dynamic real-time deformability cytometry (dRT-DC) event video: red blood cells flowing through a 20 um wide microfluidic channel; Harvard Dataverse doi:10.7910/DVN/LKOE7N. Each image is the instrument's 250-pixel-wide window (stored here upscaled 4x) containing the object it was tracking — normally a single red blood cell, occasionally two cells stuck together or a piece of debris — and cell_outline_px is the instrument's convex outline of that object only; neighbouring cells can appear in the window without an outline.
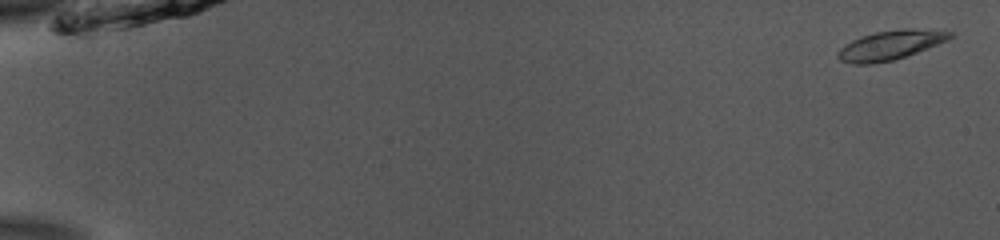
{"species": "common noctule bat (a hibernating species)", "species_latin": "Nyctalus noctula", "temperature_condition": "room temperature", "stored_images_in_passage": 54, "camera_frame_rate_fps": 3000, "um_per_image_px": 0.085, "animal": {"sex": "male", "body_mass_g": 13.0, "forearm_length_mm": 53.1}, "frame": {"image": 1, "passage_image": 2, "time_ms": 0.333, "image_size_px": [1000, 240], "cell_outline_px": [[952, 36], [948, 40], [916, 52], [892, 60], [872, 64], [852, 64], [840, 60], [836, 56], [836, 52], [844, 44], [860, 36], [876, 32], [904, 28], [952, 32]], "centroid_in_image_um": [75.59, 3.84], "position_along_channel_um": 9.4, "area_um2": 18.9}}
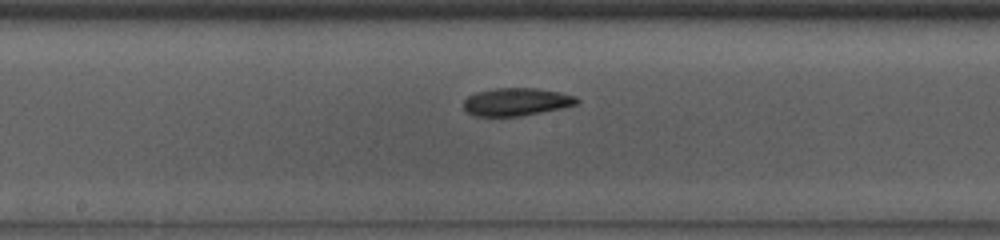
{"frame": {"image": 2, "passage_image": 30, "time_ms": 9.667, "image_size_px": [1000, 240], "cell_outline_px": [[580, 100], [576, 104], [560, 108], [520, 116], [476, 116], [464, 112], [464, 100], [468, 96], [476, 92], [496, 88], [536, 88], [560, 92], [576, 96]], "centroid_in_image_um": [43.86, 8.65], "position_along_channel_um": 204.3, "area_um2": 18.32}}
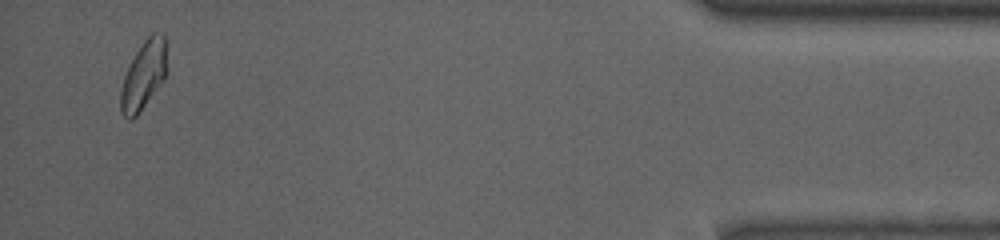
{"frame": {"image": 3, "passage_image": 52, "time_ms": 17.0, "image_size_px": [1000, 240], "cell_outline_px": [[168, 72], [164, 80], [136, 116], [132, 120], [128, 120], [120, 112], [120, 92], [124, 76], [128, 64], [144, 40], [152, 32], [164, 32], [168, 44]], "centroid_in_image_um": [12.26, 6.33], "position_along_channel_um": 422.9, "area_um2": 19.19}, "authors_computed_cell_mechanics": {"area_um2": 18.496, "velocity_mm_per_s": 3.8621, "shape_relaxation_time_tau1_ms": 5.0026, "shape_relaxation_time_tau2_ms": 5.748, "deformation_change_tau1": 0.145, "deformation_change_tau2": 0.0861}}